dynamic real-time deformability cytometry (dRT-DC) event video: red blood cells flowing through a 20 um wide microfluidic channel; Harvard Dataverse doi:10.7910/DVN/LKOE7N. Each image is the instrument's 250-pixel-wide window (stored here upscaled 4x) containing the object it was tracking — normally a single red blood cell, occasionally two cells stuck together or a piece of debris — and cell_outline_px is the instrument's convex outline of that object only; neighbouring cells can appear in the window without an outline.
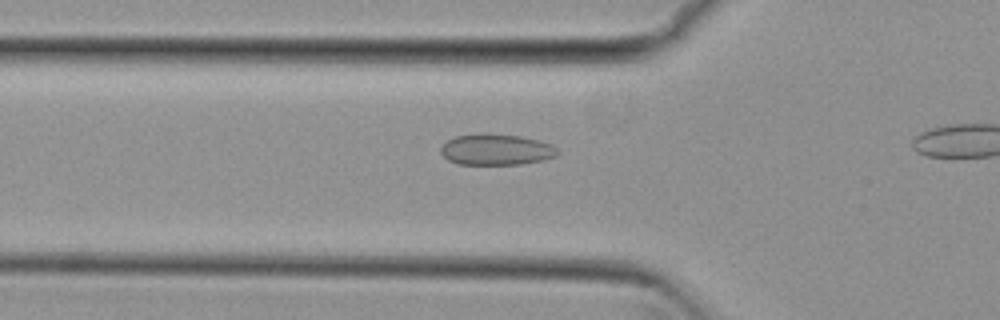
{"species": "common noctule bat (a hibernating species)", "species_latin": "Nyctalus noctula", "temperature_condition": "cold", "stored_images_in_passage": 6, "camera_frame_rate_fps": 3000, "um_per_image_px": 0.085, "animal": {"sex": "female", "body_mass_g": 29.2, "forearm_length_mm": 56.3}, "frame": {"image": 1, "passage_image": 4, "time_ms": 1.0, "image_size_px": [1000, 320], "cell_outline_px": [[560, 152], [556, 156], [544, 160], [520, 164], [456, 164], [448, 160], [440, 152], [440, 148], [448, 140], [456, 136], [484, 132], [488, 132], [520, 136], [540, 140], [552, 144]], "centroid_in_image_um": [42.19, 12.7], "position_along_channel_um": 83.6, "area_um2": 21.44}}